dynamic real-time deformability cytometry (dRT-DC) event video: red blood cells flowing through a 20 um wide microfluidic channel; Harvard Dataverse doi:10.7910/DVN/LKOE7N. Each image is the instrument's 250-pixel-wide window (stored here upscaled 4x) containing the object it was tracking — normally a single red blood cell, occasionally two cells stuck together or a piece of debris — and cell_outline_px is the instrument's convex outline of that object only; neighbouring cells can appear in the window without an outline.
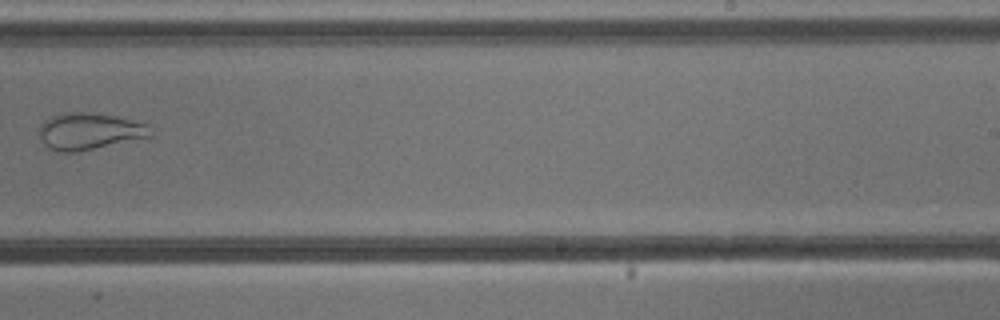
{"species": "common noctule bat (a hibernating species)", "species_latin": "Nyctalus noctula", "temperature_condition": "cold", "stored_images_in_passage": 8, "camera_frame_rate_fps": 3000, "um_per_image_px": 0.085, "animal": {"sex": "male", "body_mass_g": 13.3}, "frame": {"image": 1, "passage_image": 8, "time_ms": 9.0, "image_size_px": [1000, 320], "cell_outline_px": [[152, 136], [72, 152], [56, 152], [48, 148], [44, 144], [40, 136], [40, 124], [44, 120], [52, 116], [64, 112], [88, 112], [116, 116], [148, 124]], "centroid_in_image_um": [7.55, 11.14], "position_along_channel_um": 281.4, "area_um2": 23.52}}